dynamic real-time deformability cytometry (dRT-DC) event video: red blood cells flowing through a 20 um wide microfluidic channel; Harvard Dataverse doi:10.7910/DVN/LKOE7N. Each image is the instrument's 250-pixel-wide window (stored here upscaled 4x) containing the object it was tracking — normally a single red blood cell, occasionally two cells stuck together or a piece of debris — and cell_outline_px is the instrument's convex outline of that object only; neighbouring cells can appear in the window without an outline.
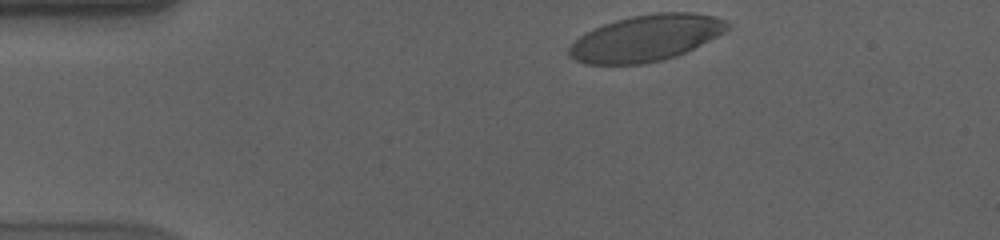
{"species": "human", "species_latin": "Homo sapiens", "temperature_condition": "cold", "stored_images_in_passage": 39, "camera_frame_rate_fps": 3000, "um_per_image_px": 0.085, "donor": {"sex": "male"}, "frame": {"image": 1, "passage_image": 1, "time_ms": 0.0, "image_size_px": [1000, 240], "cell_outline_px": [[732, 28], [676, 56], [664, 60], [644, 64], [584, 64], [568, 56], [568, 48], [584, 32], [604, 24], [616, 20], [632, 16], [656, 12], [692, 12], [712, 16], [724, 20], [732, 24]], "centroid_in_image_um": [54.9, 3.23], "position_along_channel_um": 30.1, "area_um2": 42.6}}
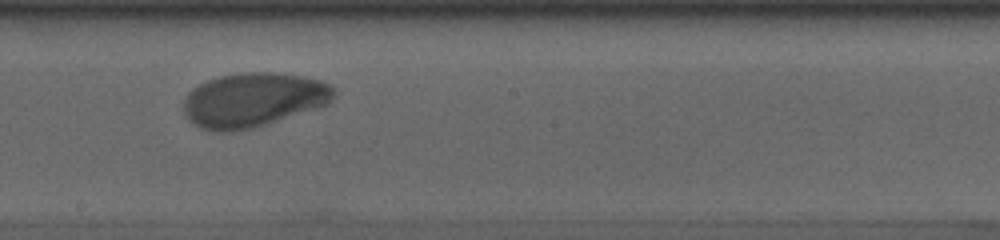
{"frame": {"image": 2, "passage_image": 23, "time_ms": 7.333, "image_size_px": [1000, 240], "cell_outline_px": [[336, 92], [332, 100], [328, 104], [256, 128], [232, 132], [212, 132], [200, 128], [192, 124], [184, 116], [184, 100], [188, 92], [192, 88], [208, 80], [220, 76], [240, 72], [276, 72], [304, 76], [320, 80], [336, 88]], "centroid_in_image_um": [21.51, 8.5], "position_along_channel_um": 226.7, "area_um2": 48.21}}
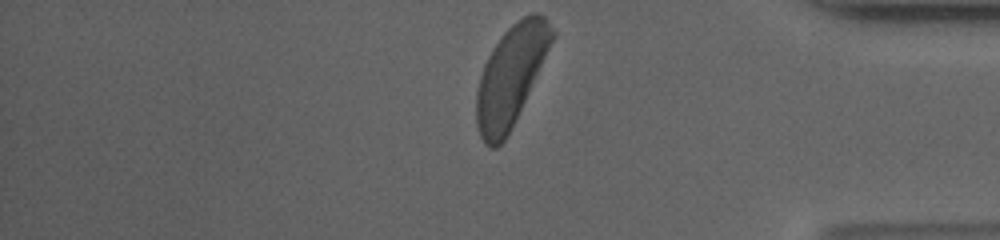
{"frame": {"image": 3, "passage_image": 39, "time_ms": 12.667, "image_size_px": [1000, 240], "cell_outline_px": [[556, 36], [504, 140], [496, 148], [488, 148], [484, 144], [480, 136], [476, 124], [476, 88], [484, 64], [492, 48], [500, 36], [516, 20], [532, 12], [540, 12], [548, 20], [556, 32]], "centroid_in_image_um": [43.41, 6.4], "position_along_channel_um": 391.8, "area_um2": 43.7}, "authors_computed_cell_mechanics": {"area_um2": 46.24, "velocity_mm_per_s": 3.5082, "shape_relaxation_time_tau1_ms": 3.7627, "shape_relaxation_time_tau2_ms": null, "deformation_change_tau1": 0.1809, "deformation_change_tau2": null}}